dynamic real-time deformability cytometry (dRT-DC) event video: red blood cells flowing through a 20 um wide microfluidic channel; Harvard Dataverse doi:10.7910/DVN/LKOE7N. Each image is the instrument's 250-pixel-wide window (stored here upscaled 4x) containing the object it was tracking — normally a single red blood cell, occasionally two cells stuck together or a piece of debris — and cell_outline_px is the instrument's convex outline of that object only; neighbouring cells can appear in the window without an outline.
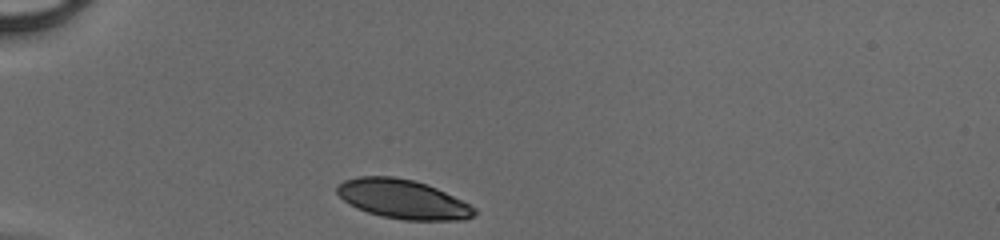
{"species": "human", "species_latin": "Homo sapiens", "temperature_condition": "cold", "stored_images_in_passage": 28, "camera_frame_rate_fps": 3000, "um_per_image_px": 0.085, "donor": {"sex": "male"}, "frame": {"image": 1, "passage_image": 1, "time_ms": 0.0, "image_size_px": [1000, 240], "cell_outline_px": [[476, 216], [464, 220], [404, 220], [380, 216], [356, 208], [344, 200], [336, 192], [336, 188], [344, 180], [360, 176], [392, 176], [412, 180], [428, 184], [476, 208]], "centroid_in_image_um": [34.24, 16.94], "position_along_channel_um": 50.8, "area_um2": 31.21}}
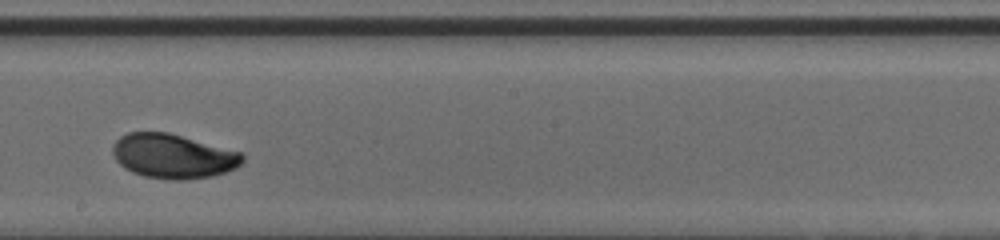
{"frame": {"image": 2, "passage_image": 16, "time_ms": 5.0, "image_size_px": [1000, 240], "cell_outline_px": [[244, 160], [236, 168], [212, 176], [184, 180], [172, 180], [144, 176], [132, 172], [124, 168], [116, 160], [112, 152], [112, 144], [120, 136], [128, 132], [168, 132], [240, 152], [244, 156]], "centroid_in_image_um": [14.68, 13.27], "position_along_channel_um": 233.5, "area_um2": 33.52}}
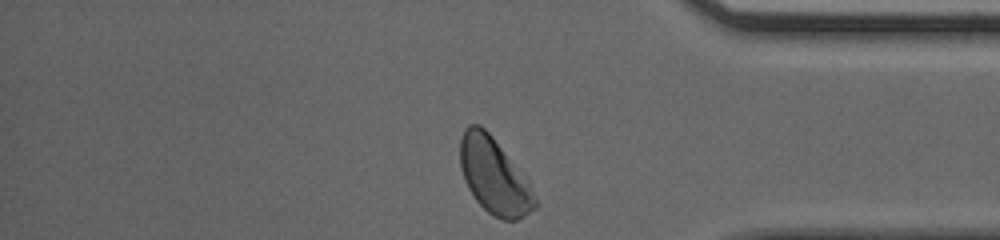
{"frame": {"image": 3, "passage_image": 28, "time_ms": 9.0, "image_size_px": [1000, 240], "cell_outline_px": [[536, 208], [524, 216], [516, 220], [504, 220], [488, 212], [476, 200], [468, 188], [464, 180], [460, 168], [460, 140], [464, 128], [468, 124], [480, 124], [492, 136], [528, 176], [536, 200]], "centroid_in_image_um": [42.02, 14.93], "position_along_channel_um": 393.2, "area_um2": 33.47}}